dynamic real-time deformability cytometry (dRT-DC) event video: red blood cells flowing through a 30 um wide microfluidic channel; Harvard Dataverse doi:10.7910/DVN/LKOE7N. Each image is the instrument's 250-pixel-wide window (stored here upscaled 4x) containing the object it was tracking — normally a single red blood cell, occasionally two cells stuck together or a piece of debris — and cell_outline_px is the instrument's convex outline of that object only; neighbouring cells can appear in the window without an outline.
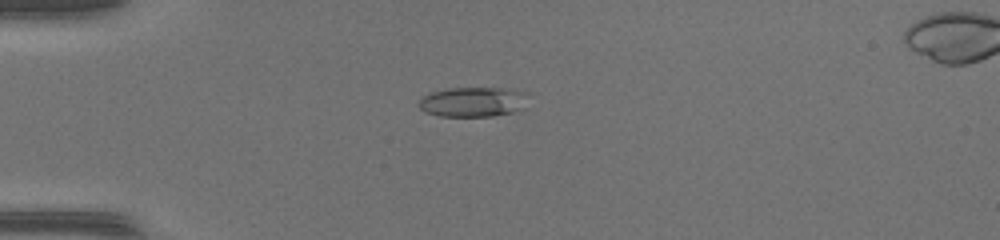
{"species": "common noctule bat (a hibernating species)", "species_latin": "Nyctalus noctula", "temperature_condition": "warm", "stored_images_in_passage": 39, "camera_frame_rate_fps": 3000, "um_per_image_px": 0.085, "animal": {"sex": "female", "body_mass_g": 17.0, "forearm_length_mm": 48.0}, "frame": {"image": 1, "passage_image": 3, "time_ms": 0.667, "image_size_px": [1000, 240], "cell_outline_px": [[520, 108], [512, 112], [492, 116], [440, 116], [424, 112], [420, 108], [420, 100], [424, 96], [432, 92], [448, 88], [508, 88], [520, 92]], "centroid_in_image_um": [40.04, 8.67], "position_along_channel_um": 45.0, "area_um2": 18.15}}
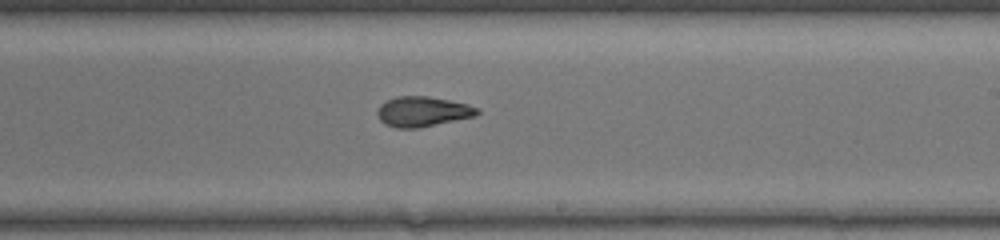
{"frame": {"image": 2, "passage_image": 20, "time_ms": 6.333, "image_size_px": [1000, 240], "cell_outline_px": [[480, 112], [476, 116], [420, 128], [396, 128], [384, 124], [380, 120], [376, 112], [380, 104], [396, 96], [428, 96], [468, 104], [480, 108]], "centroid_in_image_um": [35.93, 9.49], "position_along_channel_um": 253.1, "area_um2": 17.69}}
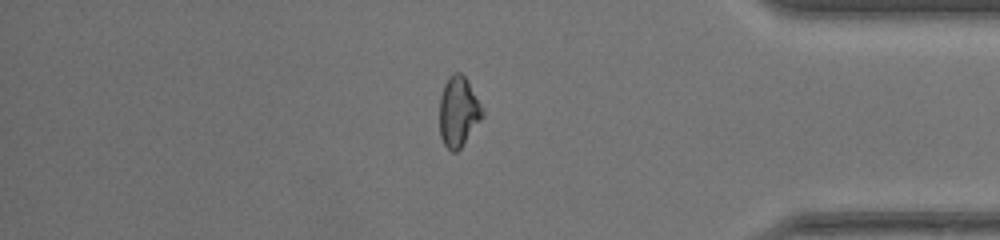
{"frame": {"image": 3, "passage_image": 32, "time_ms": 10.333, "image_size_px": [1000, 240], "cell_outline_px": [[484, 116], [460, 148], [456, 152], [452, 152], [444, 144], [440, 136], [440, 96], [444, 84], [448, 76], [452, 72], [460, 72], [464, 76], [484, 108]], "centroid_in_image_um": [38.97, 9.47], "position_along_channel_um": 396.2, "area_um2": 17.57}, "authors_computed_cell_mechanics": {"area_um2": 17.629, "velocity_mm_per_s": 4.1869, "shape_relaxation_time_tau1_ms": 6.5691, "shape_relaxation_time_tau2_ms": 1.6936, "deformation_change_tau1": 0.2271, "deformation_change_tau2": 0.0811}}